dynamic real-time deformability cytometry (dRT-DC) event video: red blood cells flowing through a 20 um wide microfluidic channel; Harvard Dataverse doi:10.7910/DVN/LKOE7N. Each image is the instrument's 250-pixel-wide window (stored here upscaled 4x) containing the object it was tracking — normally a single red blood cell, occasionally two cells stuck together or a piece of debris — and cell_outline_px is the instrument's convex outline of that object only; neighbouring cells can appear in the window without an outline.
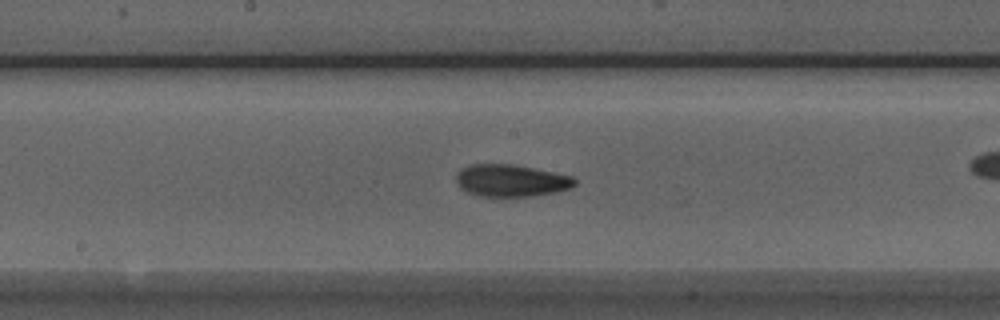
{"species": "Egyptian fruit bat (a non-hibernating species)", "species_latin": "Rousettus aegyptiacus", "temperature_condition": "room temperature", "stored_images_in_passage": 46, "camera_frame_rate_fps": 3000, "um_per_image_px": 0.085, "animal": {"sex": "male"}, "frame": {"image": 1, "passage_image": 20, "time_ms": 6.333, "image_size_px": [1000, 320], "cell_outline_px": [[576, 184], [568, 188], [556, 192], [528, 196], [480, 196], [468, 192], [460, 188], [456, 184], [456, 176], [468, 164], [508, 164], [532, 168], [572, 176], [576, 180]], "centroid_in_image_um": [43.41, 15.35], "position_along_channel_um": 204.8, "area_um2": 21.85}}
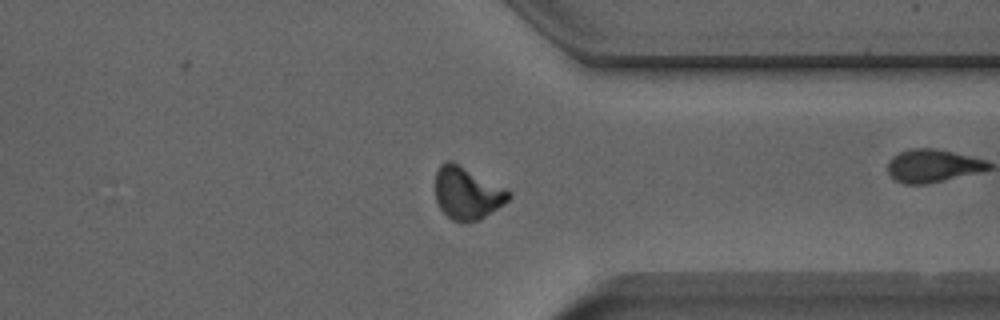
{"frame": {"image": 2, "passage_image": 33, "time_ms": 10.667, "image_size_px": [1000, 320], "cell_outline_px": [[512, 196], [504, 204], [480, 220], [460, 224], [452, 220], [440, 208], [436, 200], [436, 172], [440, 164], [448, 160], [452, 160], [508, 188], [512, 192]], "centroid_in_image_um": [39.74, 16.41], "position_along_channel_um": 371.7, "area_um2": 22.95}, "authors_computed_cell_mechanics": {"area_um2": 21.5594, "velocity_mm_per_s": 3.9421, "shape_relaxation_time_tau1_ms": 5.8924, "shape_relaxation_time_tau2_ms": 2.7965, "deformation_change_tau1": 0.1728, "deformation_change_tau2": 0.088}}